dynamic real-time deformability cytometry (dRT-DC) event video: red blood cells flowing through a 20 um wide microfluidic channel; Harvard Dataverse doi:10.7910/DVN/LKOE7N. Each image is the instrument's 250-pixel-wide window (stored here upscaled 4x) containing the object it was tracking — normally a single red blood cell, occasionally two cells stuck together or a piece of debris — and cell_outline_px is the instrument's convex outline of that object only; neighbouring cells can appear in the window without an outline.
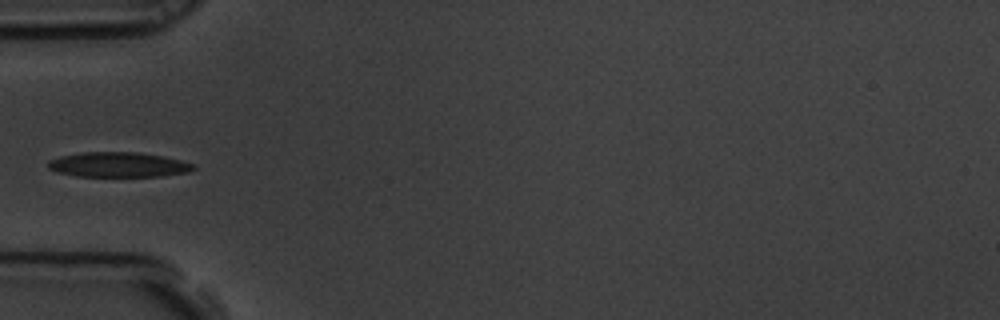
{"species": "common noctule bat (a hibernating species)", "species_latin": "Nyctalus noctula", "temperature_condition": "room temperature", "stored_images_in_passage": 5, "camera_frame_rate_fps": 3000, "um_per_image_px": 0.085, "animal": {"sex": "male", "body_mass_g": 19.5, "forearm_length_mm": 54.6}, "frame": {"image": 1, "passage_image": 5, "time_ms": 1.333, "image_size_px": [1000, 320], "cell_outline_px": [[196, 168], [188, 172], [160, 176], [76, 176], [56, 172], [48, 168], [48, 160], [60, 156], [80, 152], [140, 152], [164, 156], [196, 164]], "centroid_in_image_um": [10.06, 13.99], "position_along_channel_um": 74.9, "area_um2": 21.27}}